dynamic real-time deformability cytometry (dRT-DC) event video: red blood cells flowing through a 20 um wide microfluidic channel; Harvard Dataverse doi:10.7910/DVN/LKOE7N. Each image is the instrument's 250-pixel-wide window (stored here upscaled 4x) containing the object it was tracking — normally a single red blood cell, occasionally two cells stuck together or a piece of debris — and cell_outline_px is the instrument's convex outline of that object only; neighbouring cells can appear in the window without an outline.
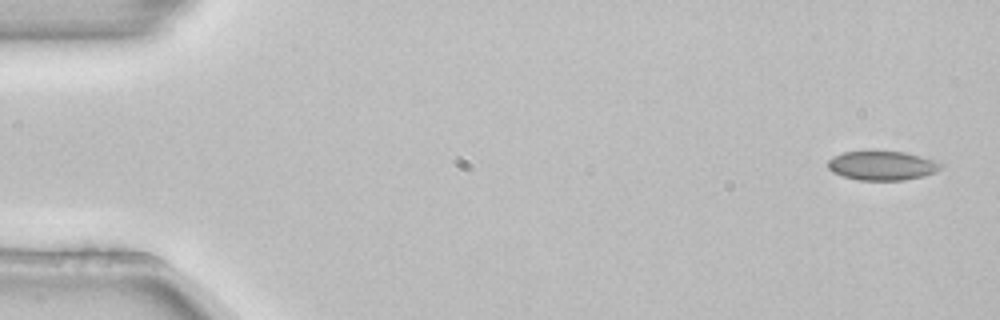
{"species": "common noctule bat (a hibernating species)", "species_latin": "Nyctalus noctula", "temperature_condition": "room temperature", "stored_images_in_passage": 6, "camera_frame_rate_fps": 3000, "um_per_image_px": 0.085, "animal": {"sex": "female", "body_mass_g": 22.7, "forearm_length_mm": 54.2}, "frame": {"image": 1, "passage_image": 1, "time_ms": 0.0, "image_size_px": [1000, 320], "cell_outline_px": [[944, 168], [936, 172], [924, 176], [904, 180], [860, 180], [840, 176], [832, 172], [828, 168], [828, 160], [832, 156], [844, 152], [872, 148], [904, 152], [936, 160], [944, 164]], "centroid_in_image_um": [74.98, 14.03], "position_along_channel_um": 10.0, "area_um2": 20.17}}
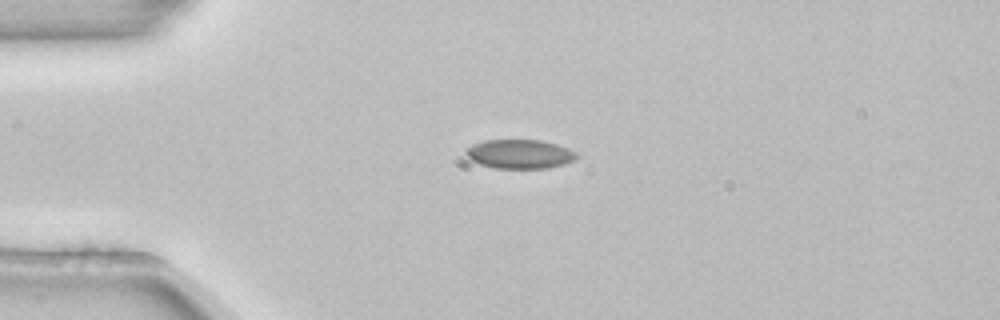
{"frame": {"image": 2, "passage_image": 4, "time_ms": 1.0, "image_size_px": [1000, 320], "cell_outline_px": [[580, 156], [564, 164], [548, 168], [496, 168], [480, 164], [468, 160], [464, 156], [464, 152], [472, 144], [484, 140], [540, 140], [556, 144], [568, 148], [576, 152]], "centroid_in_image_um": [44.14, 13.09], "position_along_channel_um": 40.9, "area_um2": 18.9}}